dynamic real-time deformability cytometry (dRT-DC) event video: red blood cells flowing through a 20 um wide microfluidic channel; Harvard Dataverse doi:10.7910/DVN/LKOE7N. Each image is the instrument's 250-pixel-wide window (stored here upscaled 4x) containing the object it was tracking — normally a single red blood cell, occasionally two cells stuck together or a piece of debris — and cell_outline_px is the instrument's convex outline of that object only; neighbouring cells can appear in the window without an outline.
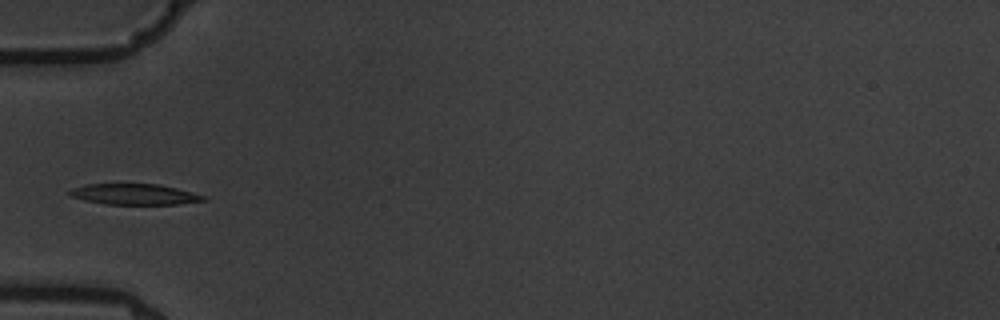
{"species": "common noctule bat (a hibernating species)", "species_latin": "Nyctalus noctula", "temperature_condition": "warm", "stored_images_in_passage": 5, "camera_frame_rate_fps": 3000, "um_per_image_px": 0.085, "animal": {"sex": "male", "body_mass_g": 19.5, "forearm_length_mm": 54.6}, "frame": {"image": 1, "passage_image": 5, "time_ms": 4.667, "image_size_px": [1000, 320], "cell_outline_px": [[208, 200], [180, 204], [104, 204], [72, 196], [68, 192], [72, 188], [88, 184], [156, 184], [176, 188], [192, 192], [204, 196]], "centroid_in_image_um": [11.47, 16.51], "position_along_channel_um": 73.5, "area_um2": 15.95}}